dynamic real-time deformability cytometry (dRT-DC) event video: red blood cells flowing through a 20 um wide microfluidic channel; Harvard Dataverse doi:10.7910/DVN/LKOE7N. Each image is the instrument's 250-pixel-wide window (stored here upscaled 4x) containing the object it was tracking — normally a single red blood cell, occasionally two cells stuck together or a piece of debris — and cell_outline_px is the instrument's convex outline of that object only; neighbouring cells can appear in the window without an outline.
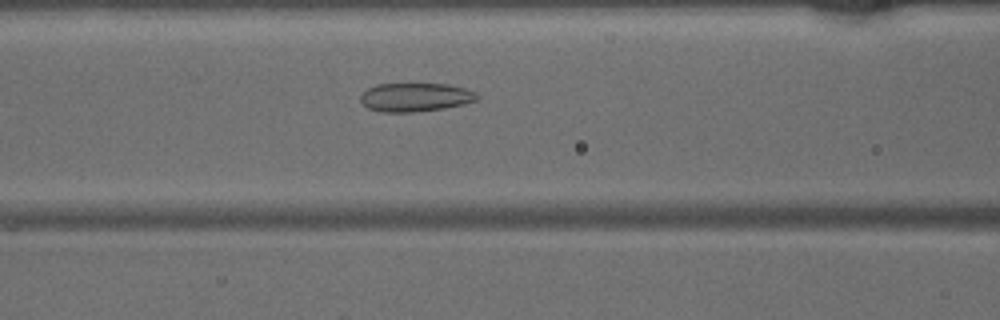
{"species": "common noctule bat (a hibernating species)", "species_latin": "Nyctalus noctula", "temperature_condition": "warm", "stored_images_in_passage": 30, "camera_frame_rate_fps": 3000, "um_per_image_px": 0.085, "animal": {"sex": "male", "body_mass_g": 15.6}, "frame": {"image": 1, "passage_image": 9, "time_ms": 2.667, "image_size_px": [1000, 320], "cell_outline_px": [[480, 96], [476, 100], [464, 104], [444, 108], [412, 112], [380, 112], [368, 108], [360, 100], [360, 96], [368, 88], [376, 84], [448, 84], [464, 88], [476, 92]], "centroid_in_image_um": [35.31, 8.26], "position_along_channel_um": 131.3, "area_um2": 19.42}}
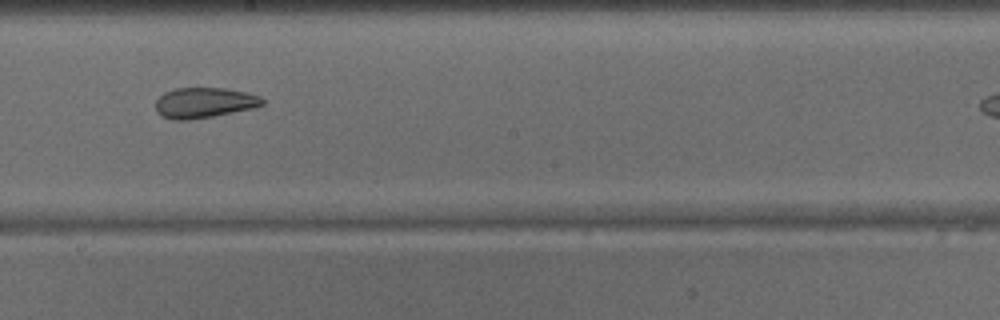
{"frame": {"image": 2, "passage_image": 16, "time_ms": 5.0, "image_size_px": [1000, 320], "cell_outline_px": [[264, 104], [256, 108], [212, 116], [188, 120], [172, 120], [160, 116], [156, 112], [156, 100], [164, 92], [172, 88], [228, 88], [248, 92], [260, 96], [264, 100]], "centroid_in_image_um": [17.36, 8.73], "position_along_channel_um": 230.8, "area_um2": 19.25}}
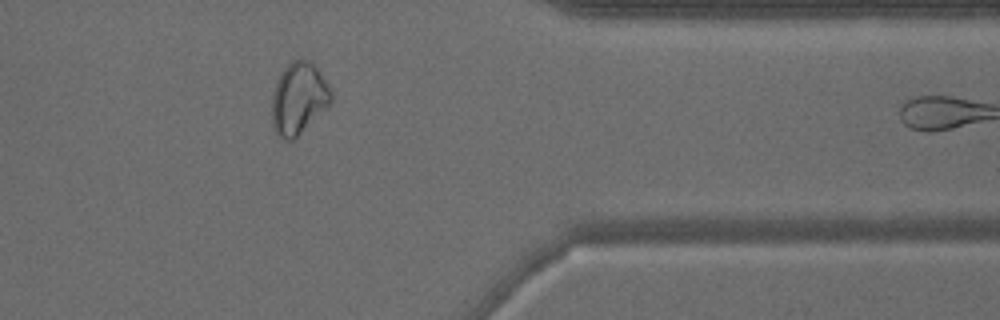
{"frame": {"image": 3, "passage_image": 28, "time_ms": 9.0, "image_size_px": [1000, 320], "cell_outline_px": [[332, 100], [292, 140], [288, 140], [276, 136], [272, 128], [272, 92], [276, 80], [280, 72], [292, 60], [308, 60], [316, 64], [328, 84], [332, 92]], "centroid_in_image_um": [25.34, 8.32], "position_along_channel_um": 386.1, "area_um2": 24.62}}